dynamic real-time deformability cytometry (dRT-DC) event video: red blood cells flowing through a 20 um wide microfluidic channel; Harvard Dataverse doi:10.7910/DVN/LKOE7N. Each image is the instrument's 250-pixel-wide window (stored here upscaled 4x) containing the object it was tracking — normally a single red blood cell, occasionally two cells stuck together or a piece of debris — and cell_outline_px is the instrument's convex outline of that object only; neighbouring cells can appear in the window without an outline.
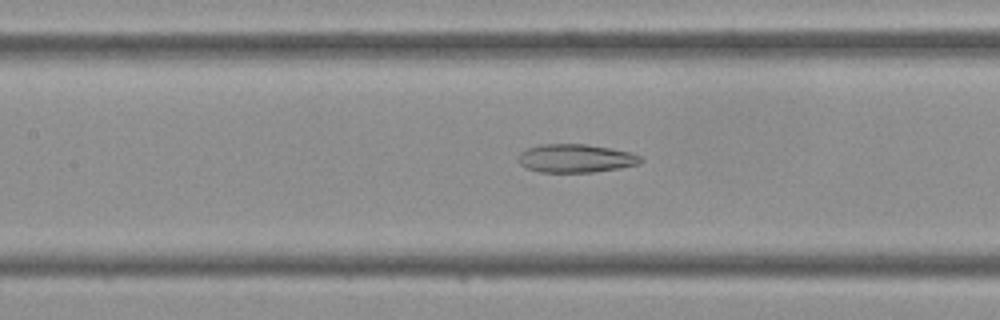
{"species": "Egyptian fruit bat (a non-hibernating species)", "species_latin": "Rousettus aegyptiacus", "temperature_condition": "cold", "stored_images_in_passage": 43, "camera_frame_rate_fps": 3000, "um_per_image_px": 0.085, "frame": {"image": 1, "passage_image": 19, "time_ms": 6.0, "image_size_px": [1000, 320], "cell_outline_px": [[644, 160], [640, 164], [620, 168], [592, 172], [540, 172], [528, 168], [520, 164], [516, 160], [520, 152], [528, 148], [540, 144], [588, 144], [632, 152], [640, 156]], "centroid_in_image_um": [48.95, 13.45], "position_along_channel_um": 158.5, "area_um2": 20.4}}
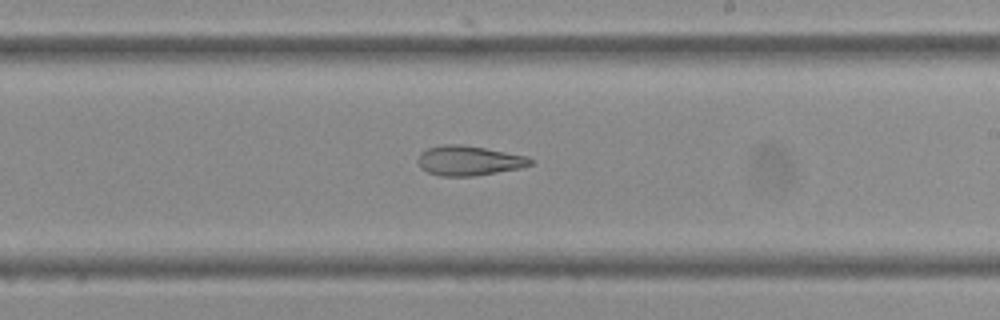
{"frame": {"image": 2, "passage_image": 25, "time_ms": 8.0, "image_size_px": [1000, 320], "cell_outline_px": [[532, 164], [520, 168], [472, 176], [440, 176], [428, 172], [420, 168], [416, 160], [420, 152], [428, 148], [444, 144], [460, 144], [484, 148], [528, 156], [532, 160]], "centroid_in_image_um": [39.81, 13.65], "position_along_channel_um": 249.2, "area_um2": 19.48}}
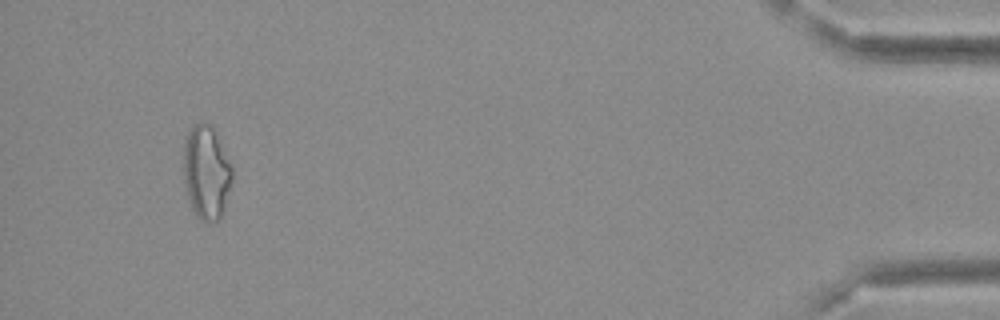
{"frame": {"image": 3, "passage_image": 41, "time_ms": 13.333, "image_size_px": [1000, 320], "cell_outline_px": [[232, 180], [224, 208], [220, 216], [216, 220], [200, 220], [196, 216], [188, 200], [184, 176], [184, 144], [188, 132], [200, 120], [212, 124], [232, 168]], "centroid_in_image_um": [17.53, 14.61], "position_along_channel_um": 417.7, "area_um2": 26.24}}